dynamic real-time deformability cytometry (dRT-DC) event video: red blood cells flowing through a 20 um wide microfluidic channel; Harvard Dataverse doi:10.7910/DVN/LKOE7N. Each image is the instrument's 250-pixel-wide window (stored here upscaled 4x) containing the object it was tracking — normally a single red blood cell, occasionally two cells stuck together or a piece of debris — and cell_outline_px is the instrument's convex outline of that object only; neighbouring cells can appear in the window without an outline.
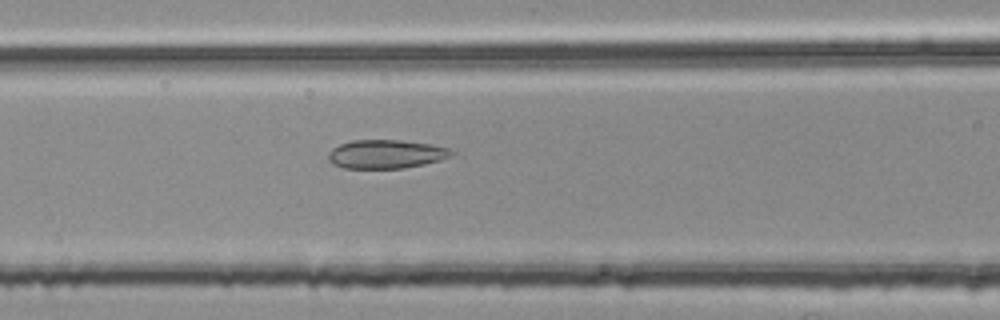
{"species": "common noctule bat (a hibernating species)", "species_latin": "Nyctalus noctula", "temperature_condition": "room temperature", "stored_images_in_passage": 38, "camera_frame_rate_fps": 3000, "um_per_image_px": 0.085, "animal": {"sex": "female", "body_mass_g": 25.1}, "frame": {"image": 1, "passage_image": 7, "time_ms": 2.0, "image_size_px": [1000, 320], "cell_outline_px": [[452, 156], [440, 160], [424, 164], [404, 168], [344, 168], [332, 164], [328, 160], [328, 152], [332, 148], [340, 144], [352, 140], [400, 140], [432, 144], [452, 148]], "centroid_in_image_um": [32.81, 13.09], "position_along_channel_um": 133.8, "area_um2": 20.75}}
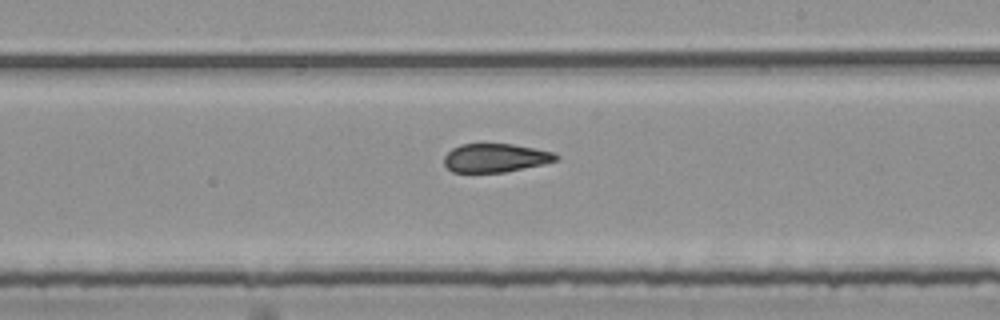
{"frame": {"image": 2, "passage_image": 16, "time_ms": 5.0, "image_size_px": [1000, 320], "cell_outline_px": [[560, 156], [556, 160], [544, 164], [504, 172], [452, 172], [444, 164], [444, 156], [452, 148], [460, 144], [512, 144], [556, 152]], "centroid_in_image_um": [42.12, 13.41], "position_along_channel_um": 246.9, "area_um2": 18.67}}
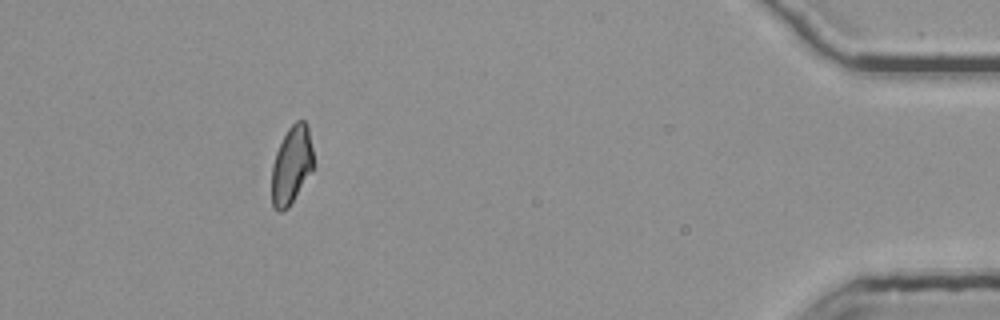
{"frame": {"image": 3, "passage_image": 34, "time_ms": 11.0, "image_size_px": [1000, 320], "cell_outline_px": [[312, 172], [288, 208], [280, 212], [276, 212], [272, 208], [272, 164], [276, 152], [288, 128], [296, 120], [304, 120], [308, 128], [312, 148]], "centroid_in_image_um": [24.76, 14.07], "position_along_channel_um": 410.4, "area_um2": 18.9}, "authors_computed_cell_mechanics": {"area_um2": 19.6809, "velocity_mm_per_s": 3.7836, "shape_relaxation_time_tau1_ms": null, "shape_relaxation_time_tau2_ms": 2.4383, "deformation_change_tau1": null, "deformation_change_tau2": 0.092}}